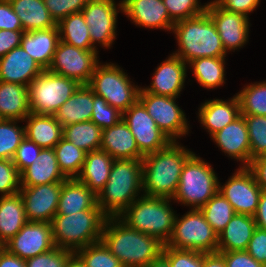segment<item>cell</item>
I'll return each instance as SVG.
<instances>
[{
	"mask_svg": "<svg viewBox=\"0 0 266 267\" xmlns=\"http://www.w3.org/2000/svg\"><path fill=\"white\" fill-rule=\"evenodd\" d=\"M232 205L236 214L254 216L262 188L258 185L253 172L241 166L218 190Z\"/></svg>",
	"mask_w": 266,
	"mask_h": 267,
	"instance_id": "14",
	"label": "cell"
},
{
	"mask_svg": "<svg viewBox=\"0 0 266 267\" xmlns=\"http://www.w3.org/2000/svg\"><path fill=\"white\" fill-rule=\"evenodd\" d=\"M51 223L27 222L22 229L4 244V248L23 260L55 248Z\"/></svg>",
	"mask_w": 266,
	"mask_h": 267,
	"instance_id": "16",
	"label": "cell"
},
{
	"mask_svg": "<svg viewBox=\"0 0 266 267\" xmlns=\"http://www.w3.org/2000/svg\"><path fill=\"white\" fill-rule=\"evenodd\" d=\"M122 120V113L100 96L93 93V113L91 121L102 130L110 128Z\"/></svg>",
	"mask_w": 266,
	"mask_h": 267,
	"instance_id": "45",
	"label": "cell"
},
{
	"mask_svg": "<svg viewBox=\"0 0 266 267\" xmlns=\"http://www.w3.org/2000/svg\"><path fill=\"white\" fill-rule=\"evenodd\" d=\"M107 218L98 205L70 215L55 214L51 221L54 245L75 253L78 249L101 241Z\"/></svg>",
	"mask_w": 266,
	"mask_h": 267,
	"instance_id": "5",
	"label": "cell"
},
{
	"mask_svg": "<svg viewBox=\"0 0 266 267\" xmlns=\"http://www.w3.org/2000/svg\"><path fill=\"white\" fill-rule=\"evenodd\" d=\"M138 100L171 141H177V138L188 134L189 124L184 111L176 104V97L148 93L140 87Z\"/></svg>",
	"mask_w": 266,
	"mask_h": 267,
	"instance_id": "11",
	"label": "cell"
},
{
	"mask_svg": "<svg viewBox=\"0 0 266 267\" xmlns=\"http://www.w3.org/2000/svg\"><path fill=\"white\" fill-rule=\"evenodd\" d=\"M89 0H44L48 12L58 23L66 16L79 13L83 10Z\"/></svg>",
	"mask_w": 266,
	"mask_h": 267,
	"instance_id": "49",
	"label": "cell"
},
{
	"mask_svg": "<svg viewBox=\"0 0 266 267\" xmlns=\"http://www.w3.org/2000/svg\"><path fill=\"white\" fill-rule=\"evenodd\" d=\"M169 202V198L141 195L118 218L129 228L154 236L166 244L176 217Z\"/></svg>",
	"mask_w": 266,
	"mask_h": 267,
	"instance_id": "6",
	"label": "cell"
},
{
	"mask_svg": "<svg viewBox=\"0 0 266 267\" xmlns=\"http://www.w3.org/2000/svg\"><path fill=\"white\" fill-rule=\"evenodd\" d=\"M66 179L59 169L53 148L41 149L34 162L20 173L21 187L63 182Z\"/></svg>",
	"mask_w": 266,
	"mask_h": 267,
	"instance_id": "23",
	"label": "cell"
},
{
	"mask_svg": "<svg viewBox=\"0 0 266 267\" xmlns=\"http://www.w3.org/2000/svg\"><path fill=\"white\" fill-rule=\"evenodd\" d=\"M214 142L229 157L241 161L243 167L251 163L248 128L243 115L228 124L212 137Z\"/></svg>",
	"mask_w": 266,
	"mask_h": 267,
	"instance_id": "21",
	"label": "cell"
},
{
	"mask_svg": "<svg viewBox=\"0 0 266 267\" xmlns=\"http://www.w3.org/2000/svg\"><path fill=\"white\" fill-rule=\"evenodd\" d=\"M200 211L218 235L235 214L232 205L219 191L200 208Z\"/></svg>",
	"mask_w": 266,
	"mask_h": 267,
	"instance_id": "39",
	"label": "cell"
},
{
	"mask_svg": "<svg viewBox=\"0 0 266 267\" xmlns=\"http://www.w3.org/2000/svg\"><path fill=\"white\" fill-rule=\"evenodd\" d=\"M142 160L115 159L109 180L97 195V205L107 217H118L143 190Z\"/></svg>",
	"mask_w": 266,
	"mask_h": 267,
	"instance_id": "3",
	"label": "cell"
},
{
	"mask_svg": "<svg viewBox=\"0 0 266 267\" xmlns=\"http://www.w3.org/2000/svg\"><path fill=\"white\" fill-rule=\"evenodd\" d=\"M202 267H227L224 257L219 253H203Z\"/></svg>",
	"mask_w": 266,
	"mask_h": 267,
	"instance_id": "59",
	"label": "cell"
},
{
	"mask_svg": "<svg viewBox=\"0 0 266 267\" xmlns=\"http://www.w3.org/2000/svg\"><path fill=\"white\" fill-rule=\"evenodd\" d=\"M122 119L134 135L139 151L144 156L164 149L172 142L158 128L139 100L122 113Z\"/></svg>",
	"mask_w": 266,
	"mask_h": 267,
	"instance_id": "13",
	"label": "cell"
},
{
	"mask_svg": "<svg viewBox=\"0 0 266 267\" xmlns=\"http://www.w3.org/2000/svg\"><path fill=\"white\" fill-rule=\"evenodd\" d=\"M172 31L179 45L173 55L187 64L203 57H226L217 28L207 12L176 22Z\"/></svg>",
	"mask_w": 266,
	"mask_h": 267,
	"instance_id": "4",
	"label": "cell"
},
{
	"mask_svg": "<svg viewBox=\"0 0 266 267\" xmlns=\"http://www.w3.org/2000/svg\"><path fill=\"white\" fill-rule=\"evenodd\" d=\"M206 12L217 28L226 53L247 43L250 25L248 17L240 13L227 11L215 1L207 3Z\"/></svg>",
	"mask_w": 266,
	"mask_h": 267,
	"instance_id": "18",
	"label": "cell"
},
{
	"mask_svg": "<svg viewBox=\"0 0 266 267\" xmlns=\"http://www.w3.org/2000/svg\"><path fill=\"white\" fill-rule=\"evenodd\" d=\"M24 31L57 27L44 0H9Z\"/></svg>",
	"mask_w": 266,
	"mask_h": 267,
	"instance_id": "34",
	"label": "cell"
},
{
	"mask_svg": "<svg viewBox=\"0 0 266 267\" xmlns=\"http://www.w3.org/2000/svg\"><path fill=\"white\" fill-rule=\"evenodd\" d=\"M44 70L21 46L0 58V81L29 86Z\"/></svg>",
	"mask_w": 266,
	"mask_h": 267,
	"instance_id": "22",
	"label": "cell"
},
{
	"mask_svg": "<svg viewBox=\"0 0 266 267\" xmlns=\"http://www.w3.org/2000/svg\"><path fill=\"white\" fill-rule=\"evenodd\" d=\"M60 171L67 179L76 178L82 169L86 152L62 138L53 148Z\"/></svg>",
	"mask_w": 266,
	"mask_h": 267,
	"instance_id": "38",
	"label": "cell"
},
{
	"mask_svg": "<svg viewBox=\"0 0 266 267\" xmlns=\"http://www.w3.org/2000/svg\"><path fill=\"white\" fill-rule=\"evenodd\" d=\"M131 83L119 66L98 63L87 86L95 95L123 113L138 100L140 88Z\"/></svg>",
	"mask_w": 266,
	"mask_h": 267,
	"instance_id": "9",
	"label": "cell"
},
{
	"mask_svg": "<svg viewBox=\"0 0 266 267\" xmlns=\"http://www.w3.org/2000/svg\"><path fill=\"white\" fill-rule=\"evenodd\" d=\"M28 222L20 193L0 198V244L4 245Z\"/></svg>",
	"mask_w": 266,
	"mask_h": 267,
	"instance_id": "33",
	"label": "cell"
},
{
	"mask_svg": "<svg viewBox=\"0 0 266 267\" xmlns=\"http://www.w3.org/2000/svg\"><path fill=\"white\" fill-rule=\"evenodd\" d=\"M97 55V50H83L59 41L48 71L87 85L99 63Z\"/></svg>",
	"mask_w": 266,
	"mask_h": 267,
	"instance_id": "12",
	"label": "cell"
},
{
	"mask_svg": "<svg viewBox=\"0 0 266 267\" xmlns=\"http://www.w3.org/2000/svg\"><path fill=\"white\" fill-rule=\"evenodd\" d=\"M41 149V147L27 137L22 140L12 158L19 173L34 162V159L37 158Z\"/></svg>",
	"mask_w": 266,
	"mask_h": 267,
	"instance_id": "50",
	"label": "cell"
},
{
	"mask_svg": "<svg viewBox=\"0 0 266 267\" xmlns=\"http://www.w3.org/2000/svg\"><path fill=\"white\" fill-rule=\"evenodd\" d=\"M163 3L174 23L199 16L207 9V3L202 6L198 0H163Z\"/></svg>",
	"mask_w": 266,
	"mask_h": 267,
	"instance_id": "44",
	"label": "cell"
},
{
	"mask_svg": "<svg viewBox=\"0 0 266 267\" xmlns=\"http://www.w3.org/2000/svg\"><path fill=\"white\" fill-rule=\"evenodd\" d=\"M236 96L241 115L266 116V81L246 85Z\"/></svg>",
	"mask_w": 266,
	"mask_h": 267,
	"instance_id": "40",
	"label": "cell"
},
{
	"mask_svg": "<svg viewBox=\"0 0 266 267\" xmlns=\"http://www.w3.org/2000/svg\"><path fill=\"white\" fill-rule=\"evenodd\" d=\"M225 57H203L192 60V67L196 81L204 88L214 89L225 83Z\"/></svg>",
	"mask_w": 266,
	"mask_h": 267,
	"instance_id": "37",
	"label": "cell"
},
{
	"mask_svg": "<svg viewBox=\"0 0 266 267\" xmlns=\"http://www.w3.org/2000/svg\"><path fill=\"white\" fill-rule=\"evenodd\" d=\"M0 267H27L25 260L3 248L0 252Z\"/></svg>",
	"mask_w": 266,
	"mask_h": 267,
	"instance_id": "57",
	"label": "cell"
},
{
	"mask_svg": "<svg viewBox=\"0 0 266 267\" xmlns=\"http://www.w3.org/2000/svg\"><path fill=\"white\" fill-rule=\"evenodd\" d=\"M187 63L173 54L155 70L150 87L143 88L148 93L176 97L184 87Z\"/></svg>",
	"mask_w": 266,
	"mask_h": 267,
	"instance_id": "20",
	"label": "cell"
},
{
	"mask_svg": "<svg viewBox=\"0 0 266 267\" xmlns=\"http://www.w3.org/2000/svg\"><path fill=\"white\" fill-rule=\"evenodd\" d=\"M63 182L20 187L28 222L51 223L55 214Z\"/></svg>",
	"mask_w": 266,
	"mask_h": 267,
	"instance_id": "17",
	"label": "cell"
},
{
	"mask_svg": "<svg viewBox=\"0 0 266 267\" xmlns=\"http://www.w3.org/2000/svg\"><path fill=\"white\" fill-rule=\"evenodd\" d=\"M4 248V245L0 244V252Z\"/></svg>",
	"mask_w": 266,
	"mask_h": 267,
	"instance_id": "62",
	"label": "cell"
},
{
	"mask_svg": "<svg viewBox=\"0 0 266 267\" xmlns=\"http://www.w3.org/2000/svg\"><path fill=\"white\" fill-rule=\"evenodd\" d=\"M122 12L136 25L172 31L171 20L163 0H121Z\"/></svg>",
	"mask_w": 266,
	"mask_h": 267,
	"instance_id": "19",
	"label": "cell"
},
{
	"mask_svg": "<svg viewBox=\"0 0 266 267\" xmlns=\"http://www.w3.org/2000/svg\"><path fill=\"white\" fill-rule=\"evenodd\" d=\"M227 267H265L257 262L247 251L219 252Z\"/></svg>",
	"mask_w": 266,
	"mask_h": 267,
	"instance_id": "53",
	"label": "cell"
},
{
	"mask_svg": "<svg viewBox=\"0 0 266 267\" xmlns=\"http://www.w3.org/2000/svg\"><path fill=\"white\" fill-rule=\"evenodd\" d=\"M75 254L86 267H123L102 241L78 249Z\"/></svg>",
	"mask_w": 266,
	"mask_h": 267,
	"instance_id": "42",
	"label": "cell"
},
{
	"mask_svg": "<svg viewBox=\"0 0 266 267\" xmlns=\"http://www.w3.org/2000/svg\"><path fill=\"white\" fill-rule=\"evenodd\" d=\"M147 267H170L168 260L160 254Z\"/></svg>",
	"mask_w": 266,
	"mask_h": 267,
	"instance_id": "60",
	"label": "cell"
},
{
	"mask_svg": "<svg viewBox=\"0 0 266 267\" xmlns=\"http://www.w3.org/2000/svg\"><path fill=\"white\" fill-rule=\"evenodd\" d=\"M117 5L114 0H89L81 11L93 46L96 42L109 48L116 38L118 10L122 11V1Z\"/></svg>",
	"mask_w": 266,
	"mask_h": 267,
	"instance_id": "15",
	"label": "cell"
},
{
	"mask_svg": "<svg viewBox=\"0 0 266 267\" xmlns=\"http://www.w3.org/2000/svg\"><path fill=\"white\" fill-rule=\"evenodd\" d=\"M59 41L58 27H51L24 31L20 46L32 56L43 70H48Z\"/></svg>",
	"mask_w": 266,
	"mask_h": 267,
	"instance_id": "25",
	"label": "cell"
},
{
	"mask_svg": "<svg viewBox=\"0 0 266 267\" xmlns=\"http://www.w3.org/2000/svg\"><path fill=\"white\" fill-rule=\"evenodd\" d=\"M214 169L194 153L184 164L177 190L172 198L176 202L203 207L219 190Z\"/></svg>",
	"mask_w": 266,
	"mask_h": 267,
	"instance_id": "7",
	"label": "cell"
},
{
	"mask_svg": "<svg viewBox=\"0 0 266 267\" xmlns=\"http://www.w3.org/2000/svg\"><path fill=\"white\" fill-rule=\"evenodd\" d=\"M97 205V195L76 178L63 181L57 213L70 215L83 210L93 209Z\"/></svg>",
	"mask_w": 266,
	"mask_h": 267,
	"instance_id": "29",
	"label": "cell"
},
{
	"mask_svg": "<svg viewBox=\"0 0 266 267\" xmlns=\"http://www.w3.org/2000/svg\"><path fill=\"white\" fill-rule=\"evenodd\" d=\"M165 245L177 250L215 253L218 247V234L200 209L192 208L182 218L175 217L171 237Z\"/></svg>",
	"mask_w": 266,
	"mask_h": 267,
	"instance_id": "10",
	"label": "cell"
},
{
	"mask_svg": "<svg viewBox=\"0 0 266 267\" xmlns=\"http://www.w3.org/2000/svg\"><path fill=\"white\" fill-rule=\"evenodd\" d=\"M65 267H86L81 259L74 253L67 261Z\"/></svg>",
	"mask_w": 266,
	"mask_h": 267,
	"instance_id": "61",
	"label": "cell"
},
{
	"mask_svg": "<svg viewBox=\"0 0 266 267\" xmlns=\"http://www.w3.org/2000/svg\"><path fill=\"white\" fill-rule=\"evenodd\" d=\"M254 220L258 228L266 230V190L262 189Z\"/></svg>",
	"mask_w": 266,
	"mask_h": 267,
	"instance_id": "58",
	"label": "cell"
},
{
	"mask_svg": "<svg viewBox=\"0 0 266 267\" xmlns=\"http://www.w3.org/2000/svg\"><path fill=\"white\" fill-rule=\"evenodd\" d=\"M81 84L65 76L44 70L28 86L30 112L55 115Z\"/></svg>",
	"mask_w": 266,
	"mask_h": 267,
	"instance_id": "8",
	"label": "cell"
},
{
	"mask_svg": "<svg viewBox=\"0 0 266 267\" xmlns=\"http://www.w3.org/2000/svg\"><path fill=\"white\" fill-rule=\"evenodd\" d=\"M19 120L0 119V159L12 160L25 136V126L18 127Z\"/></svg>",
	"mask_w": 266,
	"mask_h": 267,
	"instance_id": "41",
	"label": "cell"
},
{
	"mask_svg": "<svg viewBox=\"0 0 266 267\" xmlns=\"http://www.w3.org/2000/svg\"><path fill=\"white\" fill-rule=\"evenodd\" d=\"M100 150L107 152L113 159L143 160L144 158L134 135L123 119L114 126L102 130Z\"/></svg>",
	"mask_w": 266,
	"mask_h": 267,
	"instance_id": "24",
	"label": "cell"
},
{
	"mask_svg": "<svg viewBox=\"0 0 266 267\" xmlns=\"http://www.w3.org/2000/svg\"><path fill=\"white\" fill-rule=\"evenodd\" d=\"M92 113L93 91L87 85H81L54 116L57 122L65 127L74 123L90 121Z\"/></svg>",
	"mask_w": 266,
	"mask_h": 267,
	"instance_id": "32",
	"label": "cell"
},
{
	"mask_svg": "<svg viewBox=\"0 0 266 267\" xmlns=\"http://www.w3.org/2000/svg\"><path fill=\"white\" fill-rule=\"evenodd\" d=\"M194 153L172 141L164 149L145 155L143 164V195L172 199L185 162Z\"/></svg>",
	"mask_w": 266,
	"mask_h": 267,
	"instance_id": "2",
	"label": "cell"
},
{
	"mask_svg": "<svg viewBox=\"0 0 266 267\" xmlns=\"http://www.w3.org/2000/svg\"><path fill=\"white\" fill-rule=\"evenodd\" d=\"M101 241L123 267H147L161 253L163 243L156 237L129 228L118 217H108Z\"/></svg>",
	"mask_w": 266,
	"mask_h": 267,
	"instance_id": "1",
	"label": "cell"
},
{
	"mask_svg": "<svg viewBox=\"0 0 266 267\" xmlns=\"http://www.w3.org/2000/svg\"><path fill=\"white\" fill-rule=\"evenodd\" d=\"M24 31L0 30V58L19 47Z\"/></svg>",
	"mask_w": 266,
	"mask_h": 267,
	"instance_id": "55",
	"label": "cell"
},
{
	"mask_svg": "<svg viewBox=\"0 0 266 267\" xmlns=\"http://www.w3.org/2000/svg\"><path fill=\"white\" fill-rule=\"evenodd\" d=\"M114 160L103 150L86 153L81 172L76 179L98 195L109 180Z\"/></svg>",
	"mask_w": 266,
	"mask_h": 267,
	"instance_id": "28",
	"label": "cell"
},
{
	"mask_svg": "<svg viewBox=\"0 0 266 267\" xmlns=\"http://www.w3.org/2000/svg\"><path fill=\"white\" fill-rule=\"evenodd\" d=\"M248 168L253 172L258 185L266 190V155L252 159Z\"/></svg>",
	"mask_w": 266,
	"mask_h": 267,
	"instance_id": "56",
	"label": "cell"
},
{
	"mask_svg": "<svg viewBox=\"0 0 266 267\" xmlns=\"http://www.w3.org/2000/svg\"><path fill=\"white\" fill-rule=\"evenodd\" d=\"M246 251L266 267V230L258 227L254 230Z\"/></svg>",
	"mask_w": 266,
	"mask_h": 267,
	"instance_id": "51",
	"label": "cell"
},
{
	"mask_svg": "<svg viewBox=\"0 0 266 267\" xmlns=\"http://www.w3.org/2000/svg\"><path fill=\"white\" fill-rule=\"evenodd\" d=\"M25 119V136L42 149L54 148L63 138V127L54 115L30 113Z\"/></svg>",
	"mask_w": 266,
	"mask_h": 267,
	"instance_id": "31",
	"label": "cell"
},
{
	"mask_svg": "<svg viewBox=\"0 0 266 267\" xmlns=\"http://www.w3.org/2000/svg\"><path fill=\"white\" fill-rule=\"evenodd\" d=\"M220 7L227 11L240 13L248 17V13L257 8L260 0H214Z\"/></svg>",
	"mask_w": 266,
	"mask_h": 267,
	"instance_id": "54",
	"label": "cell"
},
{
	"mask_svg": "<svg viewBox=\"0 0 266 267\" xmlns=\"http://www.w3.org/2000/svg\"><path fill=\"white\" fill-rule=\"evenodd\" d=\"M60 41L83 50H97L91 43L89 27L82 12L73 13L57 23Z\"/></svg>",
	"mask_w": 266,
	"mask_h": 267,
	"instance_id": "35",
	"label": "cell"
},
{
	"mask_svg": "<svg viewBox=\"0 0 266 267\" xmlns=\"http://www.w3.org/2000/svg\"><path fill=\"white\" fill-rule=\"evenodd\" d=\"M30 113L28 86L0 81V119L25 121Z\"/></svg>",
	"mask_w": 266,
	"mask_h": 267,
	"instance_id": "30",
	"label": "cell"
},
{
	"mask_svg": "<svg viewBox=\"0 0 266 267\" xmlns=\"http://www.w3.org/2000/svg\"><path fill=\"white\" fill-rule=\"evenodd\" d=\"M170 267H202L203 253L192 250H177L163 245L161 253Z\"/></svg>",
	"mask_w": 266,
	"mask_h": 267,
	"instance_id": "46",
	"label": "cell"
},
{
	"mask_svg": "<svg viewBox=\"0 0 266 267\" xmlns=\"http://www.w3.org/2000/svg\"><path fill=\"white\" fill-rule=\"evenodd\" d=\"M198 114L200 123L208 129L212 137L241 115L239 100L234 95L229 101L222 99L205 101L201 104Z\"/></svg>",
	"mask_w": 266,
	"mask_h": 267,
	"instance_id": "26",
	"label": "cell"
},
{
	"mask_svg": "<svg viewBox=\"0 0 266 267\" xmlns=\"http://www.w3.org/2000/svg\"><path fill=\"white\" fill-rule=\"evenodd\" d=\"M249 134L251 161L266 155V116L243 115Z\"/></svg>",
	"mask_w": 266,
	"mask_h": 267,
	"instance_id": "43",
	"label": "cell"
},
{
	"mask_svg": "<svg viewBox=\"0 0 266 267\" xmlns=\"http://www.w3.org/2000/svg\"><path fill=\"white\" fill-rule=\"evenodd\" d=\"M63 138L89 153L100 150L102 129L91 120L74 123L63 127Z\"/></svg>",
	"mask_w": 266,
	"mask_h": 267,
	"instance_id": "36",
	"label": "cell"
},
{
	"mask_svg": "<svg viewBox=\"0 0 266 267\" xmlns=\"http://www.w3.org/2000/svg\"><path fill=\"white\" fill-rule=\"evenodd\" d=\"M24 31L9 0H0V30Z\"/></svg>",
	"mask_w": 266,
	"mask_h": 267,
	"instance_id": "52",
	"label": "cell"
},
{
	"mask_svg": "<svg viewBox=\"0 0 266 267\" xmlns=\"http://www.w3.org/2000/svg\"><path fill=\"white\" fill-rule=\"evenodd\" d=\"M256 228L254 216L235 213L218 235L217 252L246 251Z\"/></svg>",
	"mask_w": 266,
	"mask_h": 267,
	"instance_id": "27",
	"label": "cell"
},
{
	"mask_svg": "<svg viewBox=\"0 0 266 267\" xmlns=\"http://www.w3.org/2000/svg\"><path fill=\"white\" fill-rule=\"evenodd\" d=\"M20 173L12 160L0 159V193L10 196L20 191Z\"/></svg>",
	"mask_w": 266,
	"mask_h": 267,
	"instance_id": "47",
	"label": "cell"
},
{
	"mask_svg": "<svg viewBox=\"0 0 266 267\" xmlns=\"http://www.w3.org/2000/svg\"><path fill=\"white\" fill-rule=\"evenodd\" d=\"M74 252L55 247L52 250L25 260L27 267H65Z\"/></svg>",
	"mask_w": 266,
	"mask_h": 267,
	"instance_id": "48",
	"label": "cell"
}]
</instances>
